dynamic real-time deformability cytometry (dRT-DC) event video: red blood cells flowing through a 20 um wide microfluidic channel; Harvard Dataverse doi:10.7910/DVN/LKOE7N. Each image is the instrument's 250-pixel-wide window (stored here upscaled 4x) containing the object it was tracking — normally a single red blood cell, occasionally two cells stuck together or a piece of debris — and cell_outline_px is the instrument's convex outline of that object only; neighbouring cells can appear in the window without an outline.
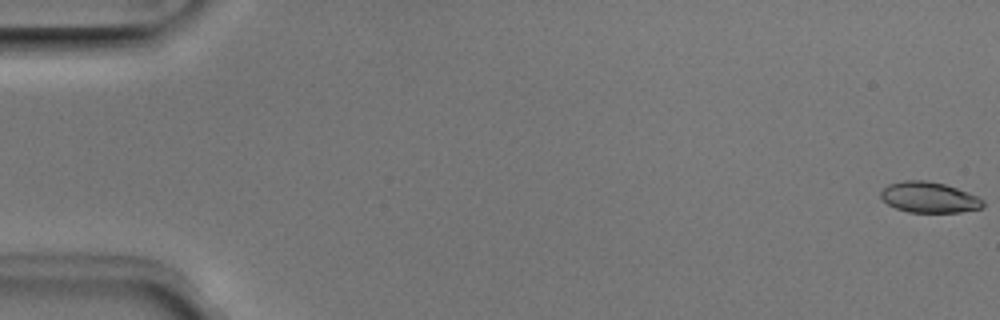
{"species": "Egyptian fruit bat (a non-hibernating species)", "species_latin": "Rousettus aegyptiacus", "temperature_condition": "room temperature", "stored_images_in_passage": 6, "camera_frame_rate_fps": 3000, "um_per_image_px": 0.085, "animal": {"sex": "male"}, "frame": {"image": 1, "passage_image": 1, "time_ms": 0.0, "image_size_px": [1000, 320], "cell_outline_px": [[984, 204], [980, 208], [960, 212], [908, 212], [896, 208], [888, 204], [880, 196], [880, 192], [888, 184], [904, 180], [924, 180], [944, 184], [968, 192], [984, 200]], "centroid_in_image_um": [78.96, 16.77], "position_along_channel_um": 6.0, "area_um2": 18.15}}
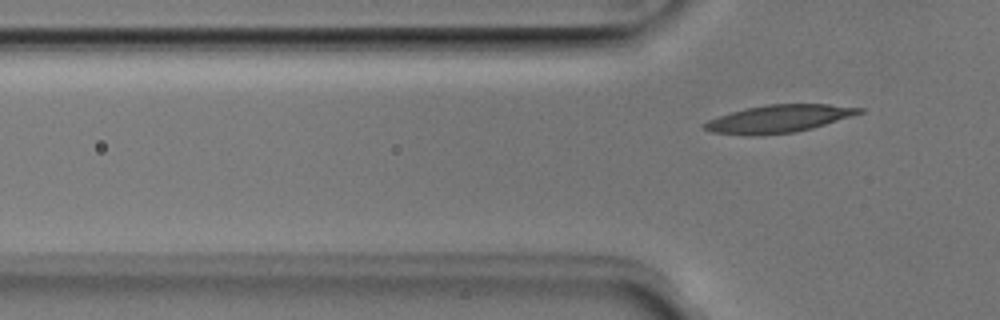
{"frame": {"image": 2, "passage_image": 6, "time_ms": 1.667, "image_size_px": [1000, 320], "cell_outline_px": [[864, 112], [852, 116], [812, 128], [796, 132], [760, 136], [748, 136], [712, 132], [704, 128], [704, 124], [708, 120], [732, 112], [748, 108], [768, 104], [828, 104], [864, 108]], "centroid_in_image_um": [66.22, 10.1], "position_along_channel_um": 59.6, "area_um2": 24.85}}